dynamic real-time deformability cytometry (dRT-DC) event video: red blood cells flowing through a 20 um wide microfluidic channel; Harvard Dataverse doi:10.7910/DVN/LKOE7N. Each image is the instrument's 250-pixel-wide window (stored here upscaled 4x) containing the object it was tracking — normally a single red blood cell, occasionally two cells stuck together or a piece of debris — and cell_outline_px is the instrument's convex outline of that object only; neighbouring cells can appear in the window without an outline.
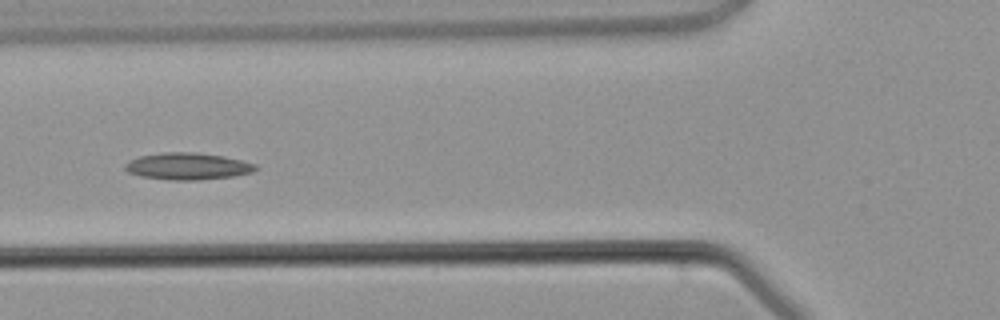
{"species": "common noctule bat (a hibernating species)", "species_latin": "Nyctalus noctula", "temperature_condition": "warm", "stored_images_in_passage": 4, "camera_frame_rate_fps": 3000, "um_per_image_px": 0.085, "animal": {"sex": "male", "body_mass_g": 21.5, "forearm_length_mm": 52.0}, "frame": {"image": 1, "passage_image": 4, "time_ms": 3.667, "image_size_px": [1000, 320], "cell_outline_px": [[260, 168], [252, 172], [232, 176], [200, 180], [172, 180], [140, 176], [128, 172], [124, 168], [124, 164], [140, 156], [164, 152], [196, 152], [224, 156], [256, 164]], "centroid_in_image_um": [15.97, 14.13], "position_along_channel_um": 109.8, "area_um2": 20.4}}